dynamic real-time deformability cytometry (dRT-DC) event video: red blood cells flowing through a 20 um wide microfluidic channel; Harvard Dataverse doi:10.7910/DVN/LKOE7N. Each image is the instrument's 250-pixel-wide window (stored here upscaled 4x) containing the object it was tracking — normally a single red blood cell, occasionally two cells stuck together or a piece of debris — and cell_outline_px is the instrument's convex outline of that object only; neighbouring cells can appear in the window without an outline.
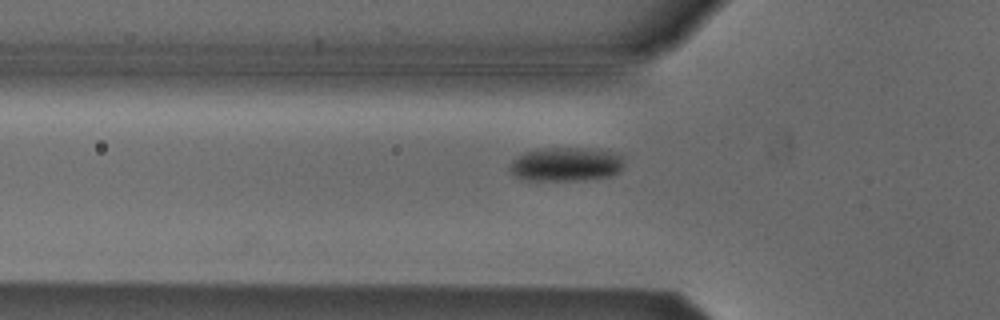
{"species": "Egyptian fruit bat (a non-hibernating species)", "species_latin": "Rousettus aegyptiacus", "temperature_condition": "cold", "stored_images_in_passage": 4, "camera_frame_rate_fps": 3000, "um_per_image_px": 0.085, "animal": {"sex": "male"}, "frame": {"image": 1, "passage_image": 2, "time_ms": 0.333, "image_size_px": [1000, 320], "cell_outline_px": [[624, 164], [620, 172], [612, 176], [584, 180], [528, 180], [516, 176], [508, 168], [512, 160], [524, 152], [544, 148], [580, 148], [608, 152], [624, 156]], "centroid_in_image_um": [48.12, 13.97], "position_along_channel_um": 77.7, "area_um2": 22.54}}